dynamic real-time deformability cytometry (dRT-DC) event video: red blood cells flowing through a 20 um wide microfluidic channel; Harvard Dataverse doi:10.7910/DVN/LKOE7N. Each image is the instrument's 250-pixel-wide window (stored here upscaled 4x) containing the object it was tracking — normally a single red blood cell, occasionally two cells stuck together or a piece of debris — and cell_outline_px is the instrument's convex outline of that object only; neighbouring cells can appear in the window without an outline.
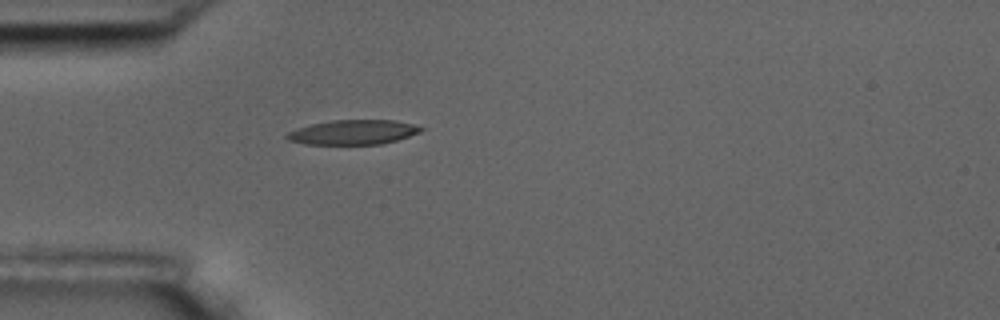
{"species": "common noctule bat (a hibernating species)", "species_latin": "Nyctalus noctula", "temperature_condition": "room temperature", "stored_images_in_passage": 1, "camera_frame_rate_fps": 3000, "um_per_image_px": 0.085, "animal": {"sex": "male", "body_mass_g": 17.5, "forearm_length_mm": 52.3}, "frame": {"image": 1, "passage_image": 1, "time_ms": 0.0, "image_size_px": [1000, 320], "cell_outline_px": [[424, 128], [420, 132], [396, 140], [380, 144], [304, 144], [288, 140], [284, 136], [288, 132], [296, 128], [312, 124], [332, 120], [392, 120], [412, 124]], "centroid_in_image_um": [29.97, 11.24], "position_along_channel_um": 55.0, "area_um2": 19.07}}